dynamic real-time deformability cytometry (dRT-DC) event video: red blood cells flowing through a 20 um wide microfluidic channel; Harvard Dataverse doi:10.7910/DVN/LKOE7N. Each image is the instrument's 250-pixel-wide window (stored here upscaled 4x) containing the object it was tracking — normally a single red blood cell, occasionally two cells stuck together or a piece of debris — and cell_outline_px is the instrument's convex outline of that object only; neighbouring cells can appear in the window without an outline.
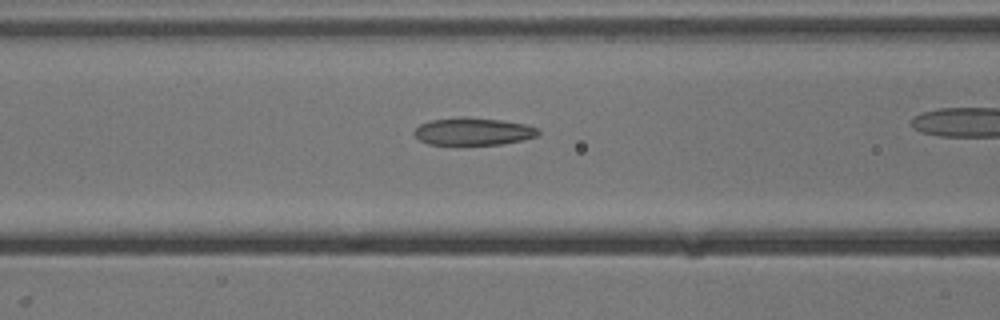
{"species": "common noctule bat (a hibernating species)", "species_latin": "Nyctalus noctula", "temperature_condition": "cold", "stored_images_in_passage": 42, "camera_frame_rate_fps": 3000, "um_per_image_px": 0.085, "animal": {"sex": "male", "body_mass_g": 13.3}, "frame": {"image": 1, "passage_image": 22, "time_ms": 7.0, "image_size_px": [1000, 320], "cell_outline_px": [[540, 132], [536, 136], [524, 140], [500, 144], [428, 144], [420, 140], [412, 132], [420, 124], [432, 120], [460, 116], [500, 120], [524, 124], [536, 128]], "centroid_in_image_um": [40.2, 11.17], "position_along_channel_um": 126.4, "area_um2": 19.65}}
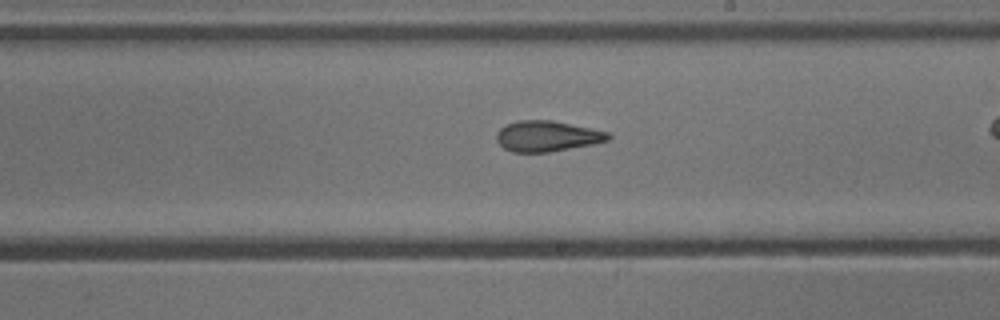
{"frame": {"image": 2, "passage_image": 31, "time_ms": 10.0, "image_size_px": [1000, 320], "cell_outline_px": [[612, 136], [608, 140], [592, 144], [548, 152], [512, 152], [504, 148], [496, 140], [496, 132], [500, 128], [516, 120], [552, 120], [592, 128], [608, 132]], "centroid_in_image_um": [46.49, 11.56], "position_along_channel_um": 242.5, "area_um2": 19.94}}
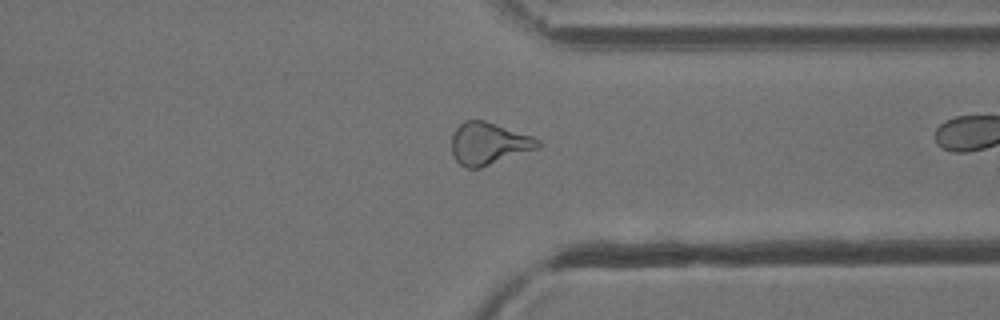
{"frame": {"image": 3, "passage_image": 41, "time_ms": 13.333, "image_size_px": [1000, 320], "cell_outline_px": [[544, 144], [540, 148], [480, 168], [468, 168], [460, 164], [456, 160], [452, 152], [452, 136], [456, 128], [464, 120], [484, 120], [532, 136], [540, 140]], "centroid_in_image_um": [41.57, 12.2], "position_along_channel_um": 369.8, "area_um2": 21.27}}